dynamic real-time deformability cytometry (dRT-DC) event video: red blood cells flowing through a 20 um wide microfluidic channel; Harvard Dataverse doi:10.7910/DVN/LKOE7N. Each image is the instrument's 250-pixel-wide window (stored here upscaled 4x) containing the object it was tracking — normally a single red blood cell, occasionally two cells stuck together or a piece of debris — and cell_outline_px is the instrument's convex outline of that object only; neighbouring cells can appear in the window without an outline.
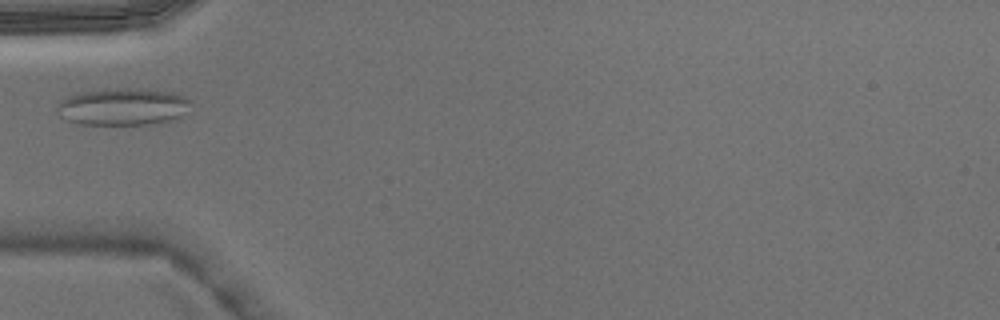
{"species": "Egyptian fruit bat (a non-hibernating species)", "species_latin": "Rousettus aegyptiacus", "temperature_condition": "warm", "stored_images_in_passage": 3, "camera_frame_rate_fps": 3000, "um_per_image_px": 0.085, "animal": {"sex": "male"}, "frame": {"image": 1, "passage_image": 3, "time_ms": 0.667, "image_size_px": [1000, 320], "cell_outline_px": [[192, 100], [188, 112], [180, 116], [168, 120], [152, 124], [80, 124], [68, 120], [56, 108], [60, 100], [76, 92], [108, 88], [136, 88], [172, 92], [188, 96]], "centroid_in_image_um": [10.49, 9.04], "position_along_channel_um": 74.5, "area_um2": 29.13}}